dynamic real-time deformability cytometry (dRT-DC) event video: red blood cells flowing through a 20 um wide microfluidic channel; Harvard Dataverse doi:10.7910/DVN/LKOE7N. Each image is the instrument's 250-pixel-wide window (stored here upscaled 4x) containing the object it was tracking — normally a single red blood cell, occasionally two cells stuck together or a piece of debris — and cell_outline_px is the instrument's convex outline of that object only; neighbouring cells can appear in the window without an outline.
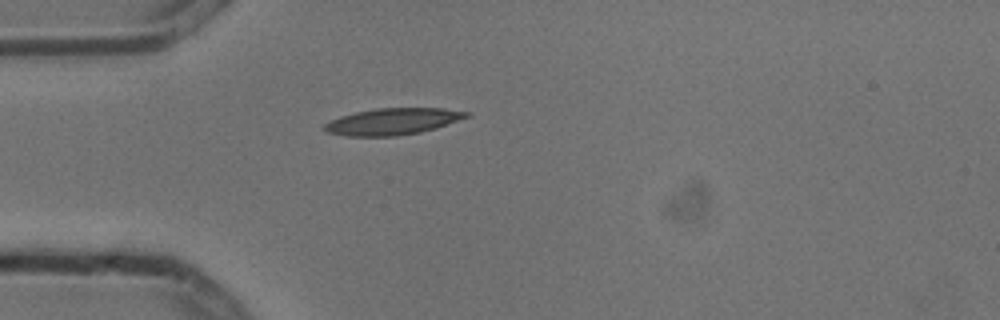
{"species": "common noctule bat (a hibernating species)", "species_latin": "Nyctalus noctula", "temperature_condition": "cold", "stored_images_in_passage": 1, "camera_frame_rate_fps": 3000, "um_per_image_px": 0.085, "animal": {"sex": "male", "body_mass_g": 13.3}, "frame": {"image": 1, "passage_image": 1, "time_ms": 0.0, "image_size_px": [1000, 320], "cell_outline_px": [[472, 116], [420, 132], [396, 136], [348, 136], [328, 132], [324, 128], [324, 124], [340, 116], [356, 112], [376, 108], [444, 108], [472, 112]], "centroid_in_image_um": [33.42, 10.31], "position_along_channel_um": 51.6, "area_um2": 21.85}}